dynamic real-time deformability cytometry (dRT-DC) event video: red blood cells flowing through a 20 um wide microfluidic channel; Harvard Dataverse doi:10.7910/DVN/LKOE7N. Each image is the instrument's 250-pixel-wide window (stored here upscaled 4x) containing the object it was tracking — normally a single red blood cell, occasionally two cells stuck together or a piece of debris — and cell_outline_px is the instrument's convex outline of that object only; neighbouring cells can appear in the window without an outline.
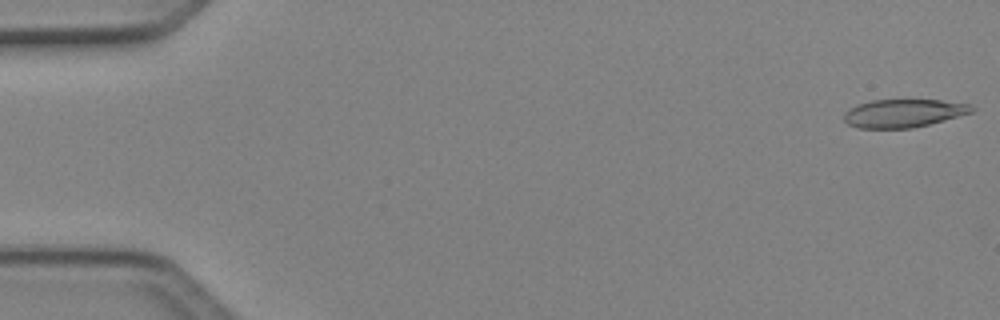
{"species": "Egyptian fruit bat (a non-hibernating species)", "species_latin": "Rousettus aegyptiacus", "temperature_condition": "cold", "stored_images_in_passage": 3, "camera_frame_rate_fps": 3000, "um_per_image_px": 0.085, "animal": {"sex": "female"}, "frame": {"image": 1, "passage_image": 1, "time_ms": 0.0, "image_size_px": [1000, 320], "cell_outline_px": [[976, 108], [972, 112], [944, 120], [912, 128], [856, 128], [848, 124], [844, 120], [844, 112], [856, 104], [872, 100], [940, 100], [968, 104]], "centroid_in_image_um": [76.76, 9.62], "position_along_channel_um": 8.2, "area_um2": 20.87}}